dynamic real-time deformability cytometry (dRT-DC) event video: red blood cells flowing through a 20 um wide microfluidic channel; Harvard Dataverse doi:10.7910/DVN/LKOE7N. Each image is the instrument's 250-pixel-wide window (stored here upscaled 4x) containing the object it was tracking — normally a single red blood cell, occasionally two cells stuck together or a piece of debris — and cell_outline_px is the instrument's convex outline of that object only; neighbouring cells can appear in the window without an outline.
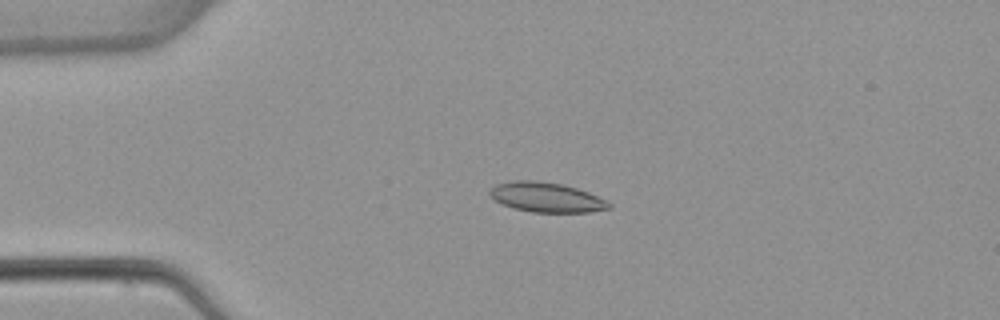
{"species": "common noctule bat (a hibernating species)", "species_latin": "Nyctalus noctula", "temperature_condition": "warm", "stored_images_in_passage": 3, "camera_frame_rate_fps": 3000, "um_per_image_px": 0.085, "animal": {"sex": "female", "body_mass_g": 22.7, "forearm_length_mm": 54.2}, "frame": {"image": 1, "passage_image": 2, "time_ms": 1.333, "image_size_px": [1000, 320], "cell_outline_px": [[612, 208], [588, 212], [532, 212], [512, 208], [496, 200], [488, 192], [496, 184], [516, 180], [532, 180], [560, 184], [576, 188], [588, 192], [612, 204]], "centroid_in_image_um": [46.45, 16.77], "position_along_channel_um": 38.6, "area_um2": 20.35}}